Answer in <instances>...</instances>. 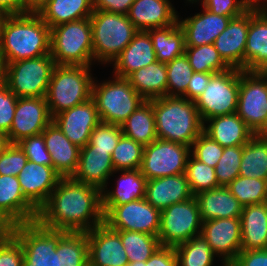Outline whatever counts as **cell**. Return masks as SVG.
I'll use <instances>...</instances> for the list:
<instances>
[{"instance_id": "cell-1", "label": "cell", "mask_w": 267, "mask_h": 266, "mask_svg": "<svg viewBox=\"0 0 267 266\" xmlns=\"http://www.w3.org/2000/svg\"><path fill=\"white\" fill-rule=\"evenodd\" d=\"M101 193L95 186L61 178L39 209L37 221L49 229L87 233L103 223Z\"/></svg>"}, {"instance_id": "cell-2", "label": "cell", "mask_w": 267, "mask_h": 266, "mask_svg": "<svg viewBox=\"0 0 267 266\" xmlns=\"http://www.w3.org/2000/svg\"><path fill=\"white\" fill-rule=\"evenodd\" d=\"M6 64L50 54V27L38 13L7 15L0 33Z\"/></svg>"}, {"instance_id": "cell-3", "label": "cell", "mask_w": 267, "mask_h": 266, "mask_svg": "<svg viewBox=\"0 0 267 266\" xmlns=\"http://www.w3.org/2000/svg\"><path fill=\"white\" fill-rule=\"evenodd\" d=\"M157 139L192 146L203 132L204 123L195 101L164 96L152 99Z\"/></svg>"}, {"instance_id": "cell-4", "label": "cell", "mask_w": 267, "mask_h": 266, "mask_svg": "<svg viewBox=\"0 0 267 266\" xmlns=\"http://www.w3.org/2000/svg\"><path fill=\"white\" fill-rule=\"evenodd\" d=\"M90 66L56 65L45 96L51 117L92 98Z\"/></svg>"}, {"instance_id": "cell-5", "label": "cell", "mask_w": 267, "mask_h": 266, "mask_svg": "<svg viewBox=\"0 0 267 266\" xmlns=\"http://www.w3.org/2000/svg\"><path fill=\"white\" fill-rule=\"evenodd\" d=\"M50 54L56 65L90 66L94 60L90 18L50 28Z\"/></svg>"}, {"instance_id": "cell-6", "label": "cell", "mask_w": 267, "mask_h": 266, "mask_svg": "<svg viewBox=\"0 0 267 266\" xmlns=\"http://www.w3.org/2000/svg\"><path fill=\"white\" fill-rule=\"evenodd\" d=\"M94 61L113 62L138 32L127 15L94 10L90 16Z\"/></svg>"}, {"instance_id": "cell-7", "label": "cell", "mask_w": 267, "mask_h": 266, "mask_svg": "<svg viewBox=\"0 0 267 266\" xmlns=\"http://www.w3.org/2000/svg\"><path fill=\"white\" fill-rule=\"evenodd\" d=\"M92 99L97 106L101 122L122 123L146 100L139 95L126 78L115 76V80L92 86Z\"/></svg>"}, {"instance_id": "cell-8", "label": "cell", "mask_w": 267, "mask_h": 266, "mask_svg": "<svg viewBox=\"0 0 267 266\" xmlns=\"http://www.w3.org/2000/svg\"><path fill=\"white\" fill-rule=\"evenodd\" d=\"M55 66L51 54L10 62L5 84L18 98L45 97Z\"/></svg>"}, {"instance_id": "cell-9", "label": "cell", "mask_w": 267, "mask_h": 266, "mask_svg": "<svg viewBox=\"0 0 267 266\" xmlns=\"http://www.w3.org/2000/svg\"><path fill=\"white\" fill-rule=\"evenodd\" d=\"M7 230L23 248L24 266H58L56 248L66 231L46 228L37 220L16 224Z\"/></svg>"}, {"instance_id": "cell-10", "label": "cell", "mask_w": 267, "mask_h": 266, "mask_svg": "<svg viewBox=\"0 0 267 266\" xmlns=\"http://www.w3.org/2000/svg\"><path fill=\"white\" fill-rule=\"evenodd\" d=\"M239 86V69L230 68L212 75L206 89L195 100V106L204 124L212 117L237 112Z\"/></svg>"}, {"instance_id": "cell-11", "label": "cell", "mask_w": 267, "mask_h": 266, "mask_svg": "<svg viewBox=\"0 0 267 266\" xmlns=\"http://www.w3.org/2000/svg\"><path fill=\"white\" fill-rule=\"evenodd\" d=\"M201 232L202 220L195 196L161 210L158 234L161 246L176 247Z\"/></svg>"}, {"instance_id": "cell-12", "label": "cell", "mask_w": 267, "mask_h": 266, "mask_svg": "<svg viewBox=\"0 0 267 266\" xmlns=\"http://www.w3.org/2000/svg\"><path fill=\"white\" fill-rule=\"evenodd\" d=\"M238 116L255 134L267 126V72L240 70Z\"/></svg>"}, {"instance_id": "cell-13", "label": "cell", "mask_w": 267, "mask_h": 266, "mask_svg": "<svg viewBox=\"0 0 267 266\" xmlns=\"http://www.w3.org/2000/svg\"><path fill=\"white\" fill-rule=\"evenodd\" d=\"M102 211L103 222L113 230L159 234L161 211L145 198L120 206H102Z\"/></svg>"}, {"instance_id": "cell-14", "label": "cell", "mask_w": 267, "mask_h": 266, "mask_svg": "<svg viewBox=\"0 0 267 266\" xmlns=\"http://www.w3.org/2000/svg\"><path fill=\"white\" fill-rule=\"evenodd\" d=\"M191 147L156 139L144 146L141 173L147 180L185 173Z\"/></svg>"}, {"instance_id": "cell-15", "label": "cell", "mask_w": 267, "mask_h": 266, "mask_svg": "<svg viewBox=\"0 0 267 266\" xmlns=\"http://www.w3.org/2000/svg\"><path fill=\"white\" fill-rule=\"evenodd\" d=\"M52 120L45 97L18 98L8 139L11 144H17L41 134Z\"/></svg>"}, {"instance_id": "cell-16", "label": "cell", "mask_w": 267, "mask_h": 266, "mask_svg": "<svg viewBox=\"0 0 267 266\" xmlns=\"http://www.w3.org/2000/svg\"><path fill=\"white\" fill-rule=\"evenodd\" d=\"M38 211L24 196L17 176L0 175V229L36 221Z\"/></svg>"}, {"instance_id": "cell-17", "label": "cell", "mask_w": 267, "mask_h": 266, "mask_svg": "<svg viewBox=\"0 0 267 266\" xmlns=\"http://www.w3.org/2000/svg\"><path fill=\"white\" fill-rule=\"evenodd\" d=\"M201 234L213 253L222 256L223 264H231L242 250L240 218L203 221Z\"/></svg>"}, {"instance_id": "cell-18", "label": "cell", "mask_w": 267, "mask_h": 266, "mask_svg": "<svg viewBox=\"0 0 267 266\" xmlns=\"http://www.w3.org/2000/svg\"><path fill=\"white\" fill-rule=\"evenodd\" d=\"M89 266H127L120 235L104 222L87 232Z\"/></svg>"}, {"instance_id": "cell-19", "label": "cell", "mask_w": 267, "mask_h": 266, "mask_svg": "<svg viewBox=\"0 0 267 266\" xmlns=\"http://www.w3.org/2000/svg\"><path fill=\"white\" fill-rule=\"evenodd\" d=\"M52 121L73 144L82 148L89 143L91 132L99 124L100 119L96 103L91 98L60 112Z\"/></svg>"}, {"instance_id": "cell-20", "label": "cell", "mask_w": 267, "mask_h": 266, "mask_svg": "<svg viewBox=\"0 0 267 266\" xmlns=\"http://www.w3.org/2000/svg\"><path fill=\"white\" fill-rule=\"evenodd\" d=\"M251 18L252 6L243 14L231 18L226 29L214 41L219 55L230 68L244 70V53Z\"/></svg>"}, {"instance_id": "cell-21", "label": "cell", "mask_w": 267, "mask_h": 266, "mask_svg": "<svg viewBox=\"0 0 267 266\" xmlns=\"http://www.w3.org/2000/svg\"><path fill=\"white\" fill-rule=\"evenodd\" d=\"M252 5L244 53V71L267 72V3Z\"/></svg>"}, {"instance_id": "cell-22", "label": "cell", "mask_w": 267, "mask_h": 266, "mask_svg": "<svg viewBox=\"0 0 267 266\" xmlns=\"http://www.w3.org/2000/svg\"><path fill=\"white\" fill-rule=\"evenodd\" d=\"M17 177L24 196L38 210L47 202L62 178L52 166L36 164L30 160Z\"/></svg>"}, {"instance_id": "cell-23", "label": "cell", "mask_w": 267, "mask_h": 266, "mask_svg": "<svg viewBox=\"0 0 267 266\" xmlns=\"http://www.w3.org/2000/svg\"><path fill=\"white\" fill-rule=\"evenodd\" d=\"M115 173L108 151L95 150V146L80 148L79 161L73 180L105 190L109 176Z\"/></svg>"}, {"instance_id": "cell-24", "label": "cell", "mask_w": 267, "mask_h": 266, "mask_svg": "<svg viewBox=\"0 0 267 266\" xmlns=\"http://www.w3.org/2000/svg\"><path fill=\"white\" fill-rule=\"evenodd\" d=\"M52 160V167L62 178L72 177L76 172L80 148L73 144L53 121L42 132Z\"/></svg>"}, {"instance_id": "cell-25", "label": "cell", "mask_w": 267, "mask_h": 266, "mask_svg": "<svg viewBox=\"0 0 267 266\" xmlns=\"http://www.w3.org/2000/svg\"><path fill=\"white\" fill-rule=\"evenodd\" d=\"M192 197L185 173L147 180L145 199L160 211Z\"/></svg>"}, {"instance_id": "cell-26", "label": "cell", "mask_w": 267, "mask_h": 266, "mask_svg": "<svg viewBox=\"0 0 267 266\" xmlns=\"http://www.w3.org/2000/svg\"><path fill=\"white\" fill-rule=\"evenodd\" d=\"M203 13L178 20L184 32L185 46H202L214 44L215 39L228 26L231 17L212 13L203 8Z\"/></svg>"}, {"instance_id": "cell-27", "label": "cell", "mask_w": 267, "mask_h": 266, "mask_svg": "<svg viewBox=\"0 0 267 266\" xmlns=\"http://www.w3.org/2000/svg\"><path fill=\"white\" fill-rule=\"evenodd\" d=\"M127 17L138 31L164 28L179 19L169 0H135Z\"/></svg>"}, {"instance_id": "cell-28", "label": "cell", "mask_w": 267, "mask_h": 266, "mask_svg": "<svg viewBox=\"0 0 267 266\" xmlns=\"http://www.w3.org/2000/svg\"><path fill=\"white\" fill-rule=\"evenodd\" d=\"M157 61L151 37L138 31L121 54L113 61L115 76L127 78L131 73Z\"/></svg>"}, {"instance_id": "cell-29", "label": "cell", "mask_w": 267, "mask_h": 266, "mask_svg": "<svg viewBox=\"0 0 267 266\" xmlns=\"http://www.w3.org/2000/svg\"><path fill=\"white\" fill-rule=\"evenodd\" d=\"M202 222L221 218H240L243 205L227 187L210 189L195 195Z\"/></svg>"}, {"instance_id": "cell-30", "label": "cell", "mask_w": 267, "mask_h": 266, "mask_svg": "<svg viewBox=\"0 0 267 266\" xmlns=\"http://www.w3.org/2000/svg\"><path fill=\"white\" fill-rule=\"evenodd\" d=\"M203 132L222 147L241 146L255 135L237 113L220 115L206 120Z\"/></svg>"}, {"instance_id": "cell-31", "label": "cell", "mask_w": 267, "mask_h": 266, "mask_svg": "<svg viewBox=\"0 0 267 266\" xmlns=\"http://www.w3.org/2000/svg\"><path fill=\"white\" fill-rule=\"evenodd\" d=\"M240 222L242 250L267 249V212L265 204L244 206Z\"/></svg>"}, {"instance_id": "cell-32", "label": "cell", "mask_w": 267, "mask_h": 266, "mask_svg": "<svg viewBox=\"0 0 267 266\" xmlns=\"http://www.w3.org/2000/svg\"><path fill=\"white\" fill-rule=\"evenodd\" d=\"M126 79L145 100L167 96L166 63L156 61L131 73Z\"/></svg>"}, {"instance_id": "cell-33", "label": "cell", "mask_w": 267, "mask_h": 266, "mask_svg": "<svg viewBox=\"0 0 267 266\" xmlns=\"http://www.w3.org/2000/svg\"><path fill=\"white\" fill-rule=\"evenodd\" d=\"M93 0H50L38 13L50 27L75 20L90 18Z\"/></svg>"}, {"instance_id": "cell-34", "label": "cell", "mask_w": 267, "mask_h": 266, "mask_svg": "<svg viewBox=\"0 0 267 266\" xmlns=\"http://www.w3.org/2000/svg\"><path fill=\"white\" fill-rule=\"evenodd\" d=\"M115 190H102V206H120L137 199L145 198L147 179L140 169L121 170ZM107 192V193H106Z\"/></svg>"}, {"instance_id": "cell-35", "label": "cell", "mask_w": 267, "mask_h": 266, "mask_svg": "<svg viewBox=\"0 0 267 266\" xmlns=\"http://www.w3.org/2000/svg\"><path fill=\"white\" fill-rule=\"evenodd\" d=\"M123 135L143 146L157 139L152 99L141 104L121 125Z\"/></svg>"}, {"instance_id": "cell-36", "label": "cell", "mask_w": 267, "mask_h": 266, "mask_svg": "<svg viewBox=\"0 0 267 266\" xmlns=\"http://www.w3.org/2000/svg\"><path fill=\"white\" fill-rule=\"evenodd\" d=\"M147 32L151 37L157 61L168 63L184 54V32L178 20L170 26L149 29Z\"/></svg>"}, {"instance_id": "cell-37", "label": "cell", "mask_w": 267, "mask_h": 266, "mask_svg": "<svg viewBox=\"0 0 267 266\" xmlns=\"http://www.w3.org/2000/svg\"><path fill=\"white\" fill-rule=\"evenodd\" d=\"M239 176L266 179L267 177V136L254 135L243 145Z\"/></svg>"}, {"instance_id": "cell-38", "label": "cell", "mask_w": 267, "mask_h": 266, "mask_svg": "<svg viewBox=\"0 0 267 266\" xmlns=\"http://www.w3.org/2000/svg\"><path fill=\"white\" fill-rule=\"evenodd\" d=\"M58 266H89L88 239L85 232H67L59 241Z\"/></svg>"}, {"instance_id": "cell-39", "label": "cell", "mask_w": 267, "mask_h": 266, "mask_svg": "<svg viewBox=\"0 0 267 266\" xmlns=\"http://www.w3.org/2000/svg\"><path fill=\"white\" fill-rule=\"evenodd\" d=\"M116 231L120 235L129 263L146 262L161 247L158 236L135 231Z\"/></svg>"}, {"instance_id": "cell-40", "label": "cell", "mask_w": 267, "mask_h": 266, "mask_svg": "<svg viewBox=\"0 0 267 266\" xmlns=\"http://www.w3.org/2000/svg\"><path fill=\"white\" fill-rule=\"evenodd\" d=\"M178 266H212L215 254L202 234L174 247Z\"/></svg>"}, {"instance_id": "cell-41", "label": "cell", "mask_w": 267, "mask_h": 266, "mask_svg": "<svg viewBox=\"0 0 267 266\" xmlns=\"http://www.w3.org/2000/svg\"><path fill=\"white\" fill-rule=\"evenodd\" d=\"M184 54L194 72L219 73L230 69L219 55L214 44L185 46Z\"/></svg>"}, {"instance_id": "cell-42", "label": "cell", "mask_w": 267, "mask_h": 266, "mask_svg": "<svg viewBox=\"0 0 267 266\" xmlns=\"http://www.w3.org/2000/svg\"><path fill=\"white\" fill-rule=\"evenodd\" d=\"M143 150L144 146L142 144L122 135L111 155L115 172L140 169Z\"/></svg>"}, {"instance_id": "cell-43", "label": "cell", "mask_w": 267, "mask_h": 266, "mask_svg": "<svg viewBox=\"0 0 267 266\" xmlns=\"http://www.w3.org/2000/svg\"><path fill=\"white\" fill-rule=\"evenodd\" d=\"M227 188L244 206L264 203L267 200L264 179L236 177Z\"/></svg>"}, {"instance_id": "cell-44", "label": "cell", "mask_w": 267, "mask_h": 266, "mask_svg": "<svg viewBox=\"0 0 267 266\" xmlns=\"http://www.w3.org/2000/svg\"><path fill=\"white\" fill-rule=\"evenodd\" d=\"M167 96L186 98V90L194 73L185 54L166 63Z\"/></svg>"}, {"instance_id": "cell-45", "label": "cell", "mask_w": 267, "mask_h": 266, "mask_svg": "<svg viewBox=\"0 0 267 266\" xmlns=\"http://www.w3.org/2000/svg\"><path fill=\"white\" fill-rule=\"evenodd\" d=\"M185 174L194 196L218 188L215 168L200 162L192 155L188 158Z\"/></svg>"}, {"instance_id": "cell-46", "label": "cell", "mask_w": 267, "mask_h": 266, "mask_svg": "<svg viewBox=\"0 0 267 266\" xmlns=\"http://www.w3.org/2000/svg\"><path fill=\"white\" fill-rule=\"evenodd\" d=\"M243 145L224 147L223 154L215 167L218 187H227L239 176Z\"/></svg>"}, {"instance_id": "cell-47", "label": "cell", "mask_w": 267, "mask_h": 266, "mask_svg": "<svg viewBox=\"0 0 267 266\" xmlns=\"http://www.w3.org/2000/svg\"><path fill=\"white\" fill-rule=\"evenodd\" d=\"M123 135L120 125L99 122L92 130L88 146H95V150L108 151L111 155Z\"/></svg>"}, {"instance_id": "cell-48", "label": "cell", "mask_w": 267, "mask_h": 266, "mask_svg": "<svg viewBox=\"0 0 267 266\" xmlns=\"http://www.w3.org/2000/svg\"><path fill=\"white\" fill-rule=\"evenodd\" d=\"M192 156L202 163L213 168L216 167L220 160L224 147L212 140L208 135L202 132L197 139L192 143Z\"/></svg>"}, {"instance_id": "cell-49", "label": "cell", "mask_w": 267, "mask_h": 266, "mask_svg": "<svg viewBox=\"0 0 267 266\" xmlns=\"http://www.w3.org/2000/svg\"><path fill=\"white\" fill-rule=\"evenodd\" d=\"M0 266H24L23 248L7 229H0Z\"/></svg>"}, {"instance_id": "cell-50", "label": "cell", "mask_w": 267, "mask_h": 266, "mask_svg": "<svg viewBox=\"0 0 267 266\" xmlns=\"http://www.w3.org/2000/svg\"><path fill=\"white\" fill-rule=\"evenodd\" d=\"M24 151L28 160L46 166H52L50 153L48 152L43 134L27 137L17 143Z\"/></svg>"}, {"instance_id": "cell-51", "label": "cell", "mask_w": 267, "mask_h": 266, "mask_svg": "<svg viewBox=\"0 0 267 266\" xmlns=\"http://www.w3.org/2000/svg\"><path fill=\"white\" fill-rule=\"evenodd\" d=\"M28 162L24 151L18 144H10L0 154V175L18 176Z\"/></svg>"}, {"instance_id": "cell-52", "label": "cell", "mask_w": 267, "mask_h": 266, "mask_svg": "<svg viewBox=\"0 0 267 266\" xmlns=\"http://www.w3.org/2000/svg\"><path fill=\"white\" fill-rule=\"evenodd\" d=\"M202 5L214 14L231 18L243 14L252 6L248 0H202Z\"/></svg>"}, {"instance_id": "cell-53", "label": "cell", "mask_w": 267, "mask_h": 266, "mask_svg": "<svg viewBox=\"0 0 267 266\" xmlns=\"http://www.w3.org/2000/svg\"><path fill=\"white\" fill-rule=\"evenodd\" d=\"M18 97L6 84L0 86V132L8 134L14 118Z\"/></svg>"}, {"instance_id": "cell-54", "label": "cell", "mask_w": 267, "mask_h": 266, "mask_svg": "<svg viewBox=\"0 0 267 266\" xmlns=\"http://www.w3.org/2000/svg\"><path fill=\"white\" fill-rule=\"evenodd\" d=\"M233 266H267V249L241 250Z\"/></svg>"}, {"instance_id": "cell-55", "label": "cell", "mask_w": 267, "mask_h": 266, "mask_svg": "<svg viewBox=\"0 0 267 266\" xmlns=\"http://www.w3.org/2000/svg\"><path fill=\"white\" fill-rule=\"evenodd\" d=\"M143 266H178L174 247L161 246L146 262H143Z\"/></svg>"}, {"instance_id": "cell-56", "label": "cell", "mask_w": 267, "mask_h": 266, "mask_svg": "<svg viewBox=\"0 0 267 266\" xmlns=\"http://www.w3.org/2000/svg\"><path fill=\"white\" fill-rule=\"evenodd\" d=\"M213 74L194 72L186 90V99L195 101L206 89Z\"/></svg>"}, {"instance_id": "cell-57", "label": "cell", "mask_w": 267, "mask_h": 266, "mask_svg": "<svg viewBox=\"0 0 267 266\" xmlns=\"http://www.w3.org/2000/svg\"><path fill=\"white\" fill-rule=\"evenodd\" d=\"M135 0H93L94 10L127 15Z\"/></svg>"}, {"instance_id": "cell-58", "label": "cell", "mask_w": 267, "mask_h": 266, "mask_svg": "<svg viewBox=\"0 0 267 266\" xmlns=\"http://www.w3.org/2000/svg\"><path fill=\"white\" fill-rule=\"evenodd\" d=\"M0 9L7 15L25 14V0H0Z\"/></svg>"}, {"instance_id": "cell-59", "label": "cell", "mask_w": 267, "mask_h": 266, "mask_svg": "<svg viewBox=\"0 0 267 266\" xmlns=\"http://www.w3.org/2000/svg\"><path fill=\"white\" fill-rule=\"evenodd\" d=\"M50 0H25V13H39Z\"/></svg>"}, {"instance_id": "cell-60", "label": "cell", "mask_w": 267, "mask_h": 266, "mask_svg": "<svg viewBox=\"0 0 267 266\" xmlns=\"http://www.w3.org/2000/svg\"><path fill=\"white\" fill-rule=\"evenodd\" d=\"M8 135L0 132V154L5 151V149L10 145Z\"/></svg>"}, {"instance_id": "cell-61", "label": "cell", "mask_w": 267, "mask_h": 266, "mask_svg": "<svg viewBox=\"0 0 267 266\" xmlns=\"http://www.w3.org/2000/svg\"><path fill=\"white\" fill-rule=\"evenodd\" d=\"M5 76H6V63L0 54V86L5 84Z\"/></svg>"}, {"instance_id": "cell-62", "label": "cell", "mask_w": 267, "mask_h": 266, "mask_svg": "<svg viewBox=\"0 0 267 266\" xmlns=\"http://www.w3.org/2000/svg\"><path fill=\"white\" fill-rule=\"evenodd\" d=\"M6 16L7 14L2 9H0V33H1L2 25H3V22Z\"/></svg>"}, {"instance_id": "cell-63", "label": "cell", "mask_w": 267, "mask_h": 266, "mask_svg": "<svg viewBox=\"0 0 267 266\" xmlns=\"http://www.w3.org/2000/svg\"><path fill=\"white\" fill-rule=\"evenodd\" d=\"M127 266H143V261L131 262Z\"/></svg>"}, {"instance_id": "cell-64", "label": "cell", "mask_w": 267, "mask_h": 266, "mask_svg": "<svg viewBox=\"0 0 267 266\" xmlns=\"http://www.w3.org/2000/svg\"><path fill=\"white\" fill-rule=\"evenodd\" d=\"M252 5H257V6H260L262 4H260L261 0H248ZM265 2H267V0H264Z\"/></svg>"}, {"instance_id": "cell-65", "label": "cell", "mask_w": 267, "mask_h": 266, "mask_svg": "<svg viewBox=\"0 0 267 266\" xmlns=\"http://www.w3.org/2000/svg\"><path fill=\"white\" fill-rule=\"evenodd\" d=\"M260 135L267 136V126H266L265 130Z\"/></svg>"}, {"instance_id": "cell-66", "label": "cell", "mask_w": 267, "mask_h": 266, "mask_svg": "<svg viewBox=\"0 0 267 266\" xmlns=\"http://www.w3.org/2000/svg\"><path fill=\"white\" fill-rule=\"evenodd\" d=\"M265 186H266V194H267V177L265 179Z\"/></svg>"}, {"instance_id": "cell-67", "label": "cell", "mask_w": 267, "mask_h": 266, "mask_svg": "<svg viewBox=\"0 0 267 266\" xmlns=\"http://www.w3.org/2000/svg\"><path fill=\"white\" fill-rule=\"evenodd\" d=\"M265 204V208H266V212H267V200L264 202Z\"/></svg>"}, {"instance_id": "cell-68", "label": "cell", "mask_w": 267, "mask_h": 266, "mask_svg": "<svg viewBox=\"0 0 267 266\" xmlns=\"http://www.w3.org/2000/svg\"><path fill=\"white\" fill-rule=\"evenodd\" d=\"M197 1H199V0H190V2H192V3H193V2H195V3H196Z\"/></svg>"}, {"instance_id": "cell-69", "label": "cell", "mask_w": 267, "mask_h": 266, "mask_svg": "<svg viewBox=\"0 0 267 266\" xmlns=\"http://www.w3.org/2000/svg\"><path fill=\"white\" fill-rule=\"evenodd\" d=\"M223 266H233L232 264H224Z\"/></svg>"}]
</instances>
